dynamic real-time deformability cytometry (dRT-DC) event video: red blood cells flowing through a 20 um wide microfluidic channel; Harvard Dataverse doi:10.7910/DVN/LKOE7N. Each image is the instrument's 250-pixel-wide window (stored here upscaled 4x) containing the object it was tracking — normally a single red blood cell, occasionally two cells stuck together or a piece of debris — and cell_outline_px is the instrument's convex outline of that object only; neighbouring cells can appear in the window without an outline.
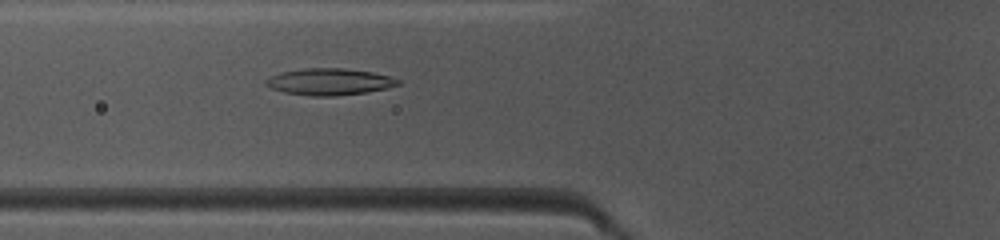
{"species": "common noctule bat (a hibernating species)", "species_latin": "Nyctalus noctula", "temperature_condition": "warm", "stored_images_in_passage": 40, "camera_frame_rate_fps": 3000, "um_per_image_px": 0.085, "animal": {"sex": "female", "body_mass_g": 10.0, "forearm_length_mm": 53.1}, "frame": {"image": 1, "passage_image": 10, "time_ms": 3.0, "image_size_px": [1000, 240], "cell_outline_px": [[400, 84], [388, 88], [368, 92], [332, 96], [312, 96], [284, 92], [272, 88], [264, 84], [264, 80], [272, 76], [284, 72], [304, 68], [344, 68], [372, 72], [388, 76], [400, 80]], "centroid_in_image_um": [28.02, 6.95], "position_along_channel_um": 97.8, "area_um2": 20.4}}
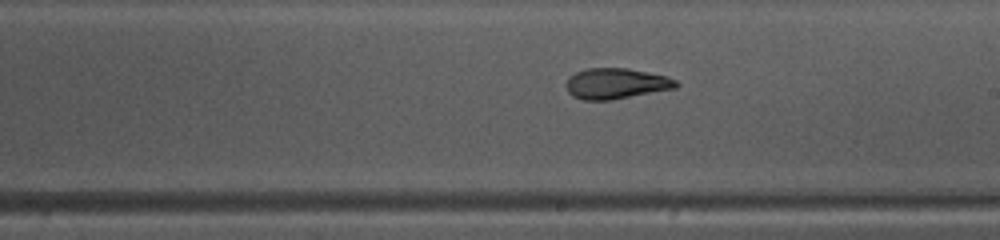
{"frame": {"image": 2, "passage_image": 20, "time_ms": 6.333, "image_size_px": [1000, 240], "cell_outline_px": [[680, 84], [676, 88], [608, 100], [584, 100], [572, 96], [568, 92], [564, 84], [568, 76], [584, 68], [628, 68], [648, 72], [664, 76], [676, 80]], "centroid_in_image_um": [52.31, 7.09], "position_along_channel_um": 236.7, "area_um2": 19.71}}
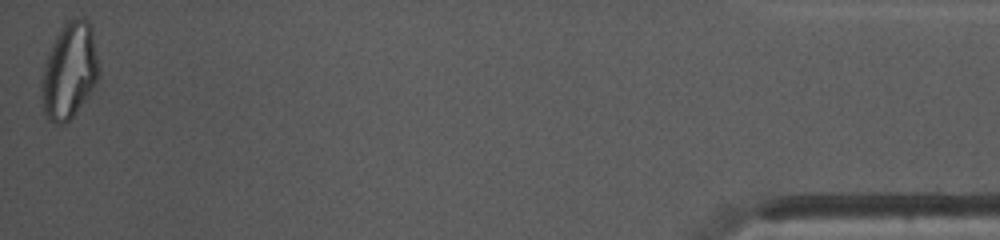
{"frame": {"image": 3, "passage_image": 40, "time_ms": 13.0, "image_size_px": [1000, 240], "cell_outline_px": [[100, 72], [96, 84], [88, 96], [72, 116], [64, 124], [52, 124], [48, 120], [44, 112], [40, 88], [40, 80], [44, 64], [48, 52], [60, 28], [68, 20], [80, 16], [88, 20], [92, 28], [100, 64]], "centroid_in_image_um": [5.9, 6.01], "position_along_channel_um": 429.3, "area_um2": 32.6}, "authors_computed_cell_mechanics": {"area_um2": 20.6346, "velocity_mm_per_s": 4.1569, "shape_relaxation_time_tau1_ms": 6.9792, "shape_relaxation_time_tau2_ms": 2.2985, "deformation_change_tau1": 0.2194, "deformation_change_tau2": 0.1065}}